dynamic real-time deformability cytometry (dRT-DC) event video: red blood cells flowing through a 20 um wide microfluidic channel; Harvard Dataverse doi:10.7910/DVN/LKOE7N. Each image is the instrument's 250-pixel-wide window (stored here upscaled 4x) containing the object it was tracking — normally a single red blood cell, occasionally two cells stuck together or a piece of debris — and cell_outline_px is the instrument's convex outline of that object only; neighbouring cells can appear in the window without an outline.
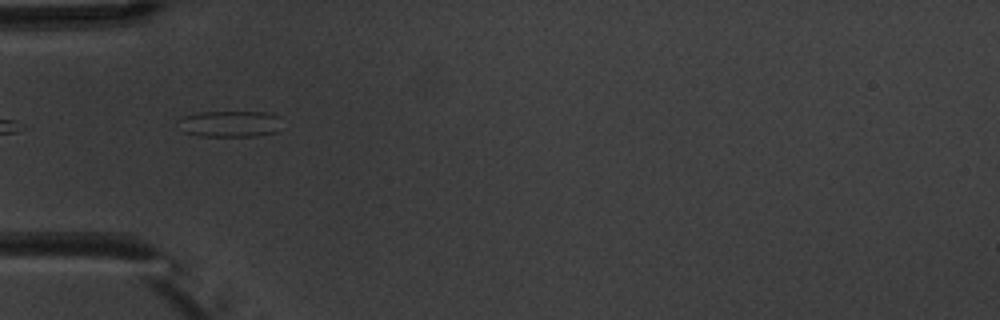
{"species": "common noctule bat (a hibernating species)", "species_latin": "Nyctalus noctula", "temperature_condition": "warm", "stored_images_in_passage": 9, "camera_frame_rate_fps": 3000, "um_per_image_px": 0.085, "animal": {"sex": "male", "body_mass_g": 20.1, "forearm_length_mm": 53.5}, "frame": {"image": 1, "passage_image": 4, "time_ms": 4.333, "image_size_px": [1000, 320], "cell_outline_px": [[280, 116], [276, 132], [256, 136], [200, 136], [184, 132], [176, 120], [184, 116], [196, 112], [268, 112]], "centroid_in_image_um": [19.5, 10.52], "position_along_channel_um": 65.5, "area_um2": 15.9}}
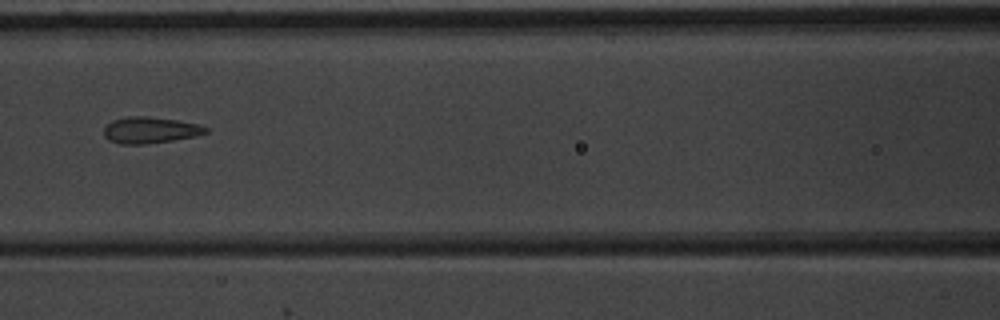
{"frame": {"image": 2, "passage_image": 6, "time_ms": 6.667, "image_size_px": [1000, 320], "cell_outline_px": [[208, 132], [196, 136], [172, 140], [144, 144], [120, 144], [108, 140], [104, 136], [104, 128], [112, 120], [128, 116], [148, 116], [176, 120], [200, 124], [208, 128]], "centroid_in_image_um": [12.76, 11.05], "position_along_channel_um": 153.8, "area_um2": 15.66}}
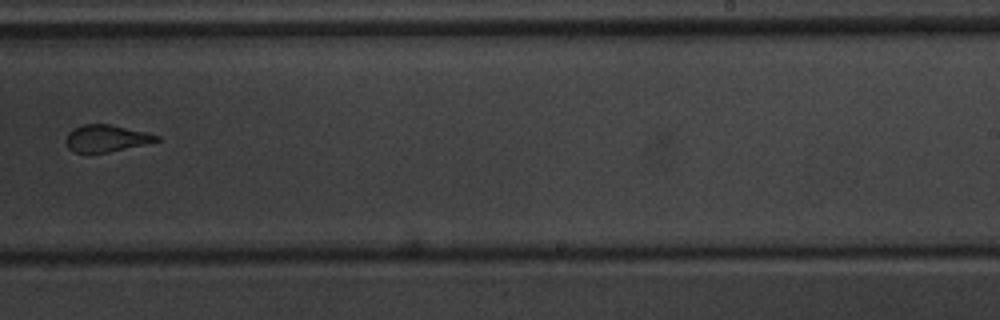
{"frame": {"image": 3, "passage_image": 9, "time_ms": 10.0, "image_size_px": [1000, 320], "cell_outline_px": [[160, 140], [144, 144], [108, 152], [76, 152], [68, 148], [64, 140], [68, 132], [72, 128], [84, 124], [108, 124], [148, 132], [160, 136]], "centroid_in_image_um": [9.01, 11.74], "position_along_channel_um": 280.0, "area_um2": 14.16}}